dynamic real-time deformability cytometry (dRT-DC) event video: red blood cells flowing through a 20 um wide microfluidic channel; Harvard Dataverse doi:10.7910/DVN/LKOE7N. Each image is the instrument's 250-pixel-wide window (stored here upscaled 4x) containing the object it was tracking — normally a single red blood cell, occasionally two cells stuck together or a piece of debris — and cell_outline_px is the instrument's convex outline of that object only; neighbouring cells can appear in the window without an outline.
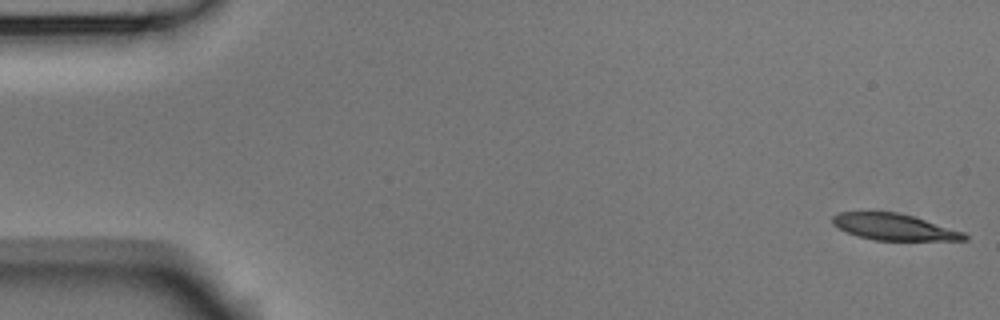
{"species": "Egyptian fruit bat (a non-hibernating species)", "species_latin": "Rousettus aegyptiacus", "temperature_condition": "room temperature", "stored_images_in_passage": 5, "camera_frame_rate_fps": 3000, "um_per_image_px": 0.085, "animal": {"sex": "male"}, "frame": {"image": 1, "passage_image": 1, "time_ms": 0.0, "image_size_px": [1000, 320], "cell_outline_px": [[968, 240], [876, 240], [856, 236], [832, 224], [832, 216], [840, 212], [896, 212], [912, 216], [964, 232], [968, 236]], "centroid_in_image_um": [75.98, 19.3], "position_along_channel_um": 9.0, "area_um2": 20.0}}
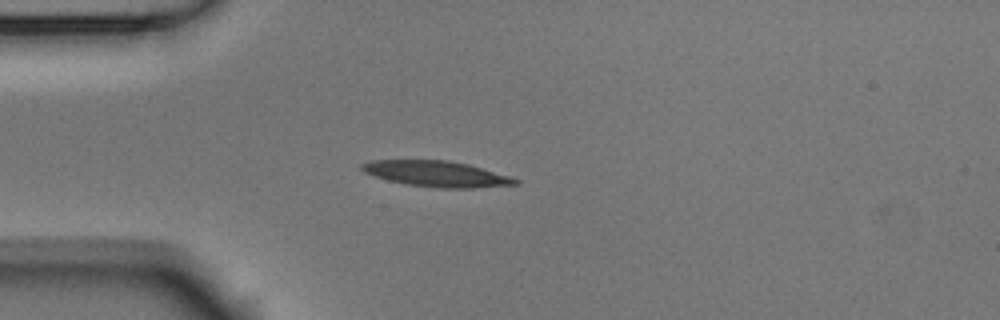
{"frame": {"image": 2, "passage_image": 4, "time_ms": 1.0, "image_size_px": [1000, 320], "cell_outline_px": [[520, 184], [476, 188], [440, 188], [408, 184], [388, 180], [364, 172], [360, 168], [360, 164], [368, 160], [448, 160], [468, 164], [512, 176], [520, 180]], "centroid_in_image_um": [37.15, 14.77], "position_along_channel_um": 47.8, "area_um2": 23.18}}